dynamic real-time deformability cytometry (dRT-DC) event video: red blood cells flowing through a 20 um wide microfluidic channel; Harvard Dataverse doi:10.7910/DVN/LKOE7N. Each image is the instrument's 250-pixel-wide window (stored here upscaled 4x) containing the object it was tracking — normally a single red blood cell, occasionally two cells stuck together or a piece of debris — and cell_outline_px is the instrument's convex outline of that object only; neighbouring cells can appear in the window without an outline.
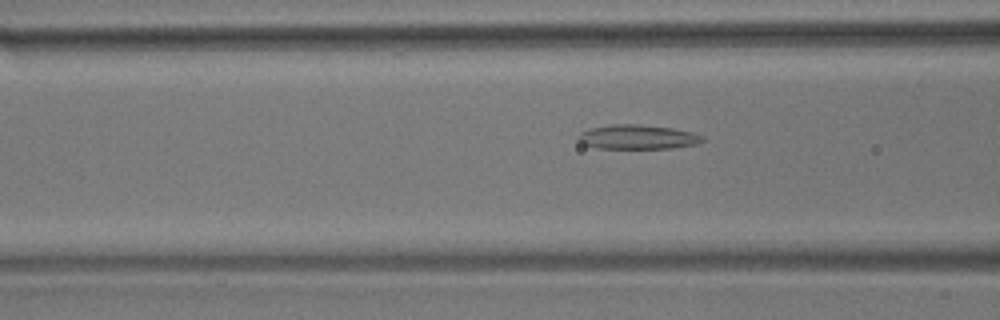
{"species": "common noctule bat (a hibernating species)", "species_latin": "Nyctalus noctula", "temperature_condition": "room temperature", "stored_images_in_passage": 31, "camera_frame_rate_fps": 3000, "um_per_image_px": 0.085, "animal": {"sex": "male", "body_mass_g": 17.9}, "frame": {"image": 1, "passage_image": 6, "time_ms": 1.667, "image_size_px": [1000, 320], "cell_outline_px": [[704, 140], [696, 144], [672, 148], [596, 148], [584, 144], [580, 140], [580, 132], [588, 128], [608, 124], [636, 124], [672, 128], [692, 132], [704, 136]], "centroid_in_image_um": [54.2, 11.63], "position_along_channel_um": 112.4, "area_um2": 17.57}}
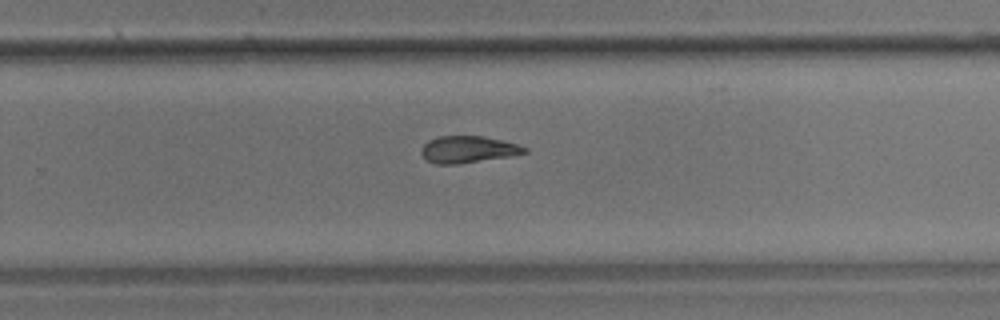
{"frame": {"image": 2, "passage_image": 21, "time_ms": 6.667, "image_size_px": [1000, 320], "cell_outline_px": [[528, 152], [512, 156], [456, 164], [436, 164], [428, 160], [420, 152], [424, 144], [428, 140], [436, 136], [484, 136], [516, 144], [528, 148]], "centroid_in_image_um": [39.78, 12.7], "position_along_channel_um": 290.0, "area_um2": 16.07}}
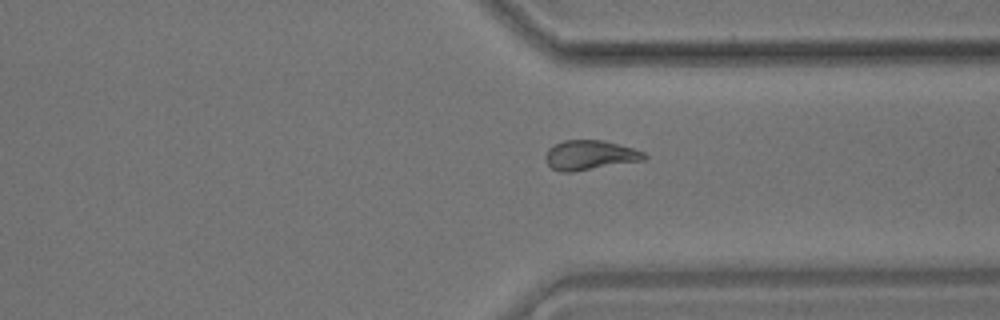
{"frame": {"image": 3, "passage_image": 27, "time_ms": 8.667, "image_size_px": [1000, 320], "cell_outline_px": [[648, 156], [644, 160], [572, 172], [560, 172], [552, 168], [548, 164], [544, 156], [548, 148], [564, 140], [604, 140], [632, 148], [644, 152]], "centroid_in_image_um": [50.13, 13.19], "position_along_channel_um": 361.3, "area_um2": 16.99}}